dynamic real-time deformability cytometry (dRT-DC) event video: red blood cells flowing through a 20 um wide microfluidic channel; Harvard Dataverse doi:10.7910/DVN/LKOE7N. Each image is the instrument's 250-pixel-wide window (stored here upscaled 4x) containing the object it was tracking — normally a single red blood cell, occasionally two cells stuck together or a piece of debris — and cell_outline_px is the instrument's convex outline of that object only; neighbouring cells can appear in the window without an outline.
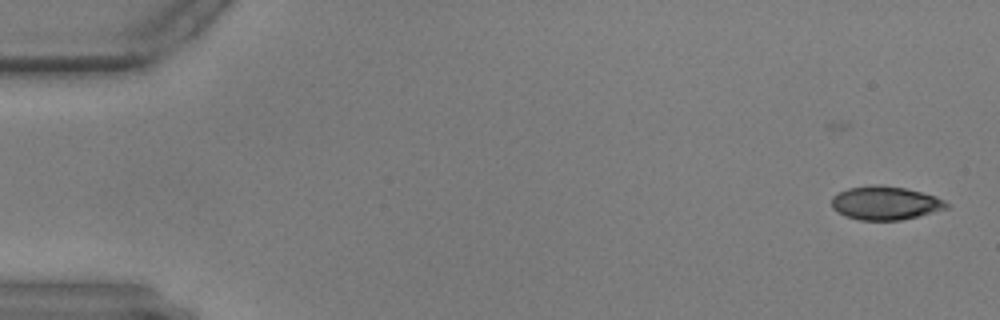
{"species": "common noctule bat (a hibernating species)", "species_latin": "Nyctalus noctula", "temperature_condition": "warm", "stored_images_in_passage": 48, "camera_frame_rate_fps": 3000, "um_per_image_px": 0.085, "animal": {"sex": "male", "body_mass_g": 17.9, "forearm_length_mm": 54.2}, "frame": {"image": 1, "passage_image": 1, "time_ms": 0.0, "image_size_px": [1000, 320], "cell_outline_px": [[948, 208], [900, 220], [860, 220], [844, 216], [832, 208], [832, 196], [848, 188], [876, 184], [880, 184], [904, 188], [936, 196], [944, 200], [948, 204]], "centroid_in_image_um": [75.22, 17.25], "position_along_channel_um": 9.8, "area_um2": 22.31}}
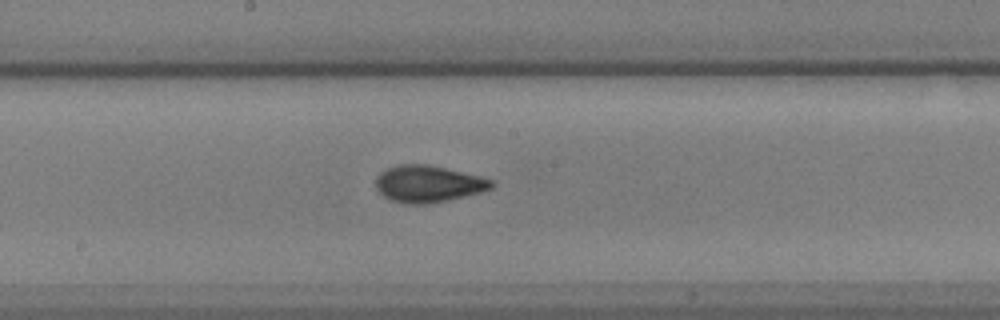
{"frame": {"image": 2, "passage_image": 30, "time_ms": 9.667, "image_size_px": [1000, 320], "cell_outline_px": [[496, 184], [492, 188], [480, 192], [448, 200], [424, 204], [404, 204], [392, 200], [384, 196], [376, 188], [376, 176], [380, 172], [396, 164], [428, 164], [480, 176], [496, 180]], "centroid_in_image_um": [36.41, 15.62], "position_along_channel_um": 211.8, "area_um2": 24.91}}
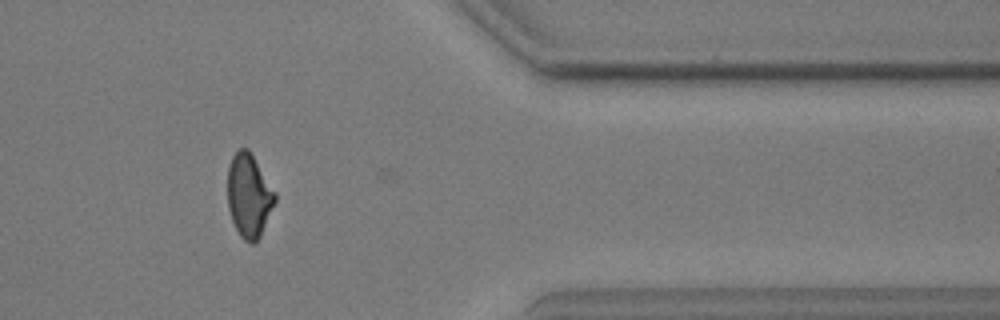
{"frame": {"image": 3, "passage_image": 47, "time_ms": 15.333, "image_size_px": [1000, 320], "cell_outline_px": [[276, 200], [260, 236], [252, 244], [244, 240], [240, 236], [232, 220], [228, 208], [228, 168], [232, 156], [240, 148], [248, 148], [252, 152], [276, 192]], "centroid_in_image_um": [21.17, 16.59], "position_along_channel_um": 390.2, "area_um2": 23.12}}